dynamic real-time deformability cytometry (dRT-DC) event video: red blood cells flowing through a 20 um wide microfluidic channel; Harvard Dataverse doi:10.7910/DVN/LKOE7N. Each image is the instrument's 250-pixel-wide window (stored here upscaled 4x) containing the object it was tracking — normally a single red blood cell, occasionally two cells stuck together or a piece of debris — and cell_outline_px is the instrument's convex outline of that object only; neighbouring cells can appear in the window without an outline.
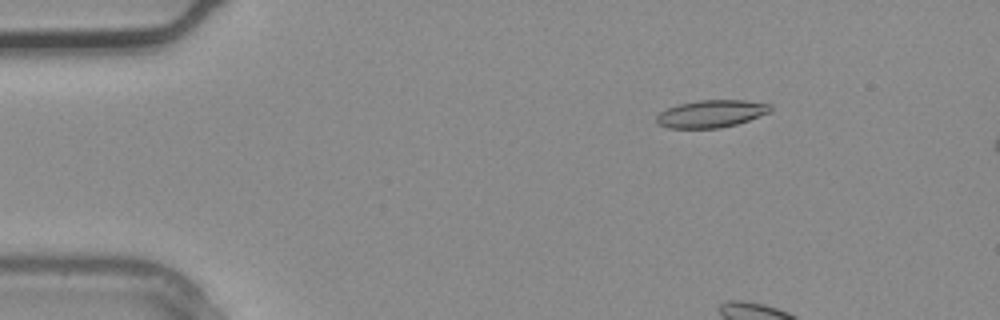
{"species": "common noctule bat (a hibernating species)", "species_latin": "Nyctalus noctula", "temperature_condition": "warm", "stored_images_in_passage": 4, "camera_frame_rate_fps": 3000, "um_per_image_px": 0.085, "animal": {"sex": "male", "body_mass_g": 20.4}, "frame": {"image": 1, "passage_image": 2, "time_ms": 0.333, "image_size_px": [1000, 320], "cell_outline_px": [[772, 112], [736, 124], [720, 128], [668, 128], [656, 124], [656, 116], [660, 112], [668, 108], [680, 104], [700, 100], [744, 100], [772, 104]], "centroid_in_image_um": [60.47, 9.67], "position_along_channel_um": 24.5, "area_um2": 18.26}}